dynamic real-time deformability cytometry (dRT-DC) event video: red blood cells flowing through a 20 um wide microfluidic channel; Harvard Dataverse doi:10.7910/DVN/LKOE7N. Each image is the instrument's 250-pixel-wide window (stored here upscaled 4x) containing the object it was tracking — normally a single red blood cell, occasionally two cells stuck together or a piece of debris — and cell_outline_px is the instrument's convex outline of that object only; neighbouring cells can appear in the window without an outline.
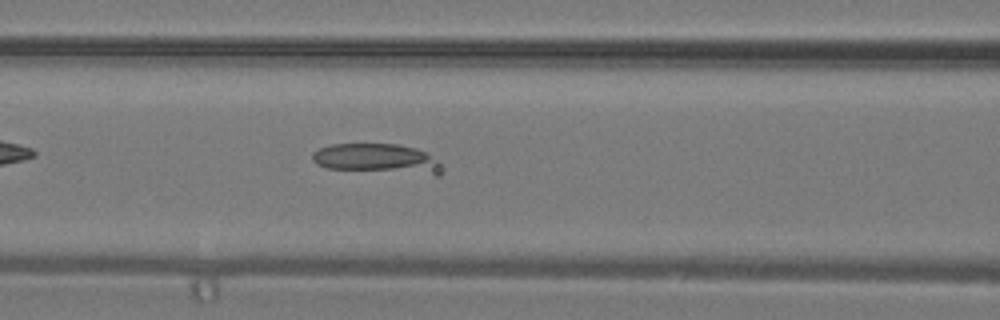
{"species": "common noctule bat (a hibernating species)", "species_latin": "Nyctalus noctula", "temperature_condition": "warm", "stored_images_in_passage": 28, "camera_frame_rate_fps": 3000, "um_per_image_px": 0.085, "animal": {"sex": "male", "body_mass_g": 19.2, "forearm_length_mm": 51.8}, "frame": {"image": 1, "passage_image": 6, "time_ms": 1.667, "image_size_px": [1000, 320], "cell_outline_px": [[444, 172], [440, 176], [436, 176], [328, 168], [316, 164], [312, 160], [312, 152], [320, 148], [332, 144], [396, 144], [416, 148], [424, 152], [440, 164], [444, 168]], "centroid_in_image_um": [32.1, 13.51], "position_along_channel_um": 134.5, "area_um2": 22.66}}
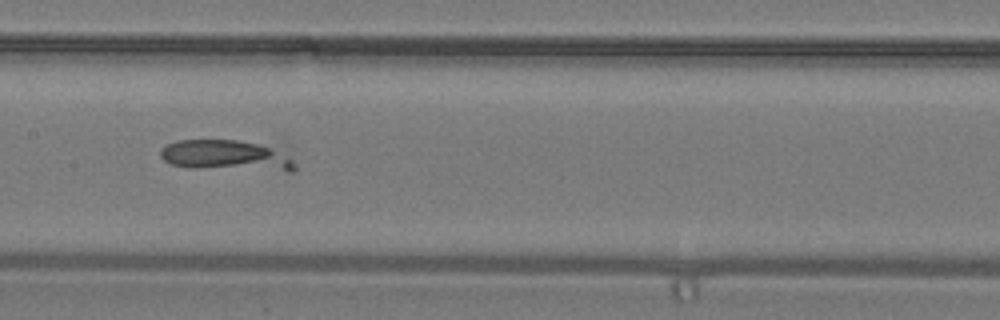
{"frame": {"image": 2, "passage_image": 9, "time_ms": 2.667, "image_size_px": [1000, 320], "cell_outline_px": [[296, 168], [292, 172], [288, 172], [192, 168], [168, 164], [160, 156], [160, 148], [164, 144], [176, 140], [236, 140], [260, 144], [292, 160], [296, 164]], "centroid_in_image_um": [19.12, 13.25], "position_along_channel_um": 188.3, "area_um2": 24.16}}